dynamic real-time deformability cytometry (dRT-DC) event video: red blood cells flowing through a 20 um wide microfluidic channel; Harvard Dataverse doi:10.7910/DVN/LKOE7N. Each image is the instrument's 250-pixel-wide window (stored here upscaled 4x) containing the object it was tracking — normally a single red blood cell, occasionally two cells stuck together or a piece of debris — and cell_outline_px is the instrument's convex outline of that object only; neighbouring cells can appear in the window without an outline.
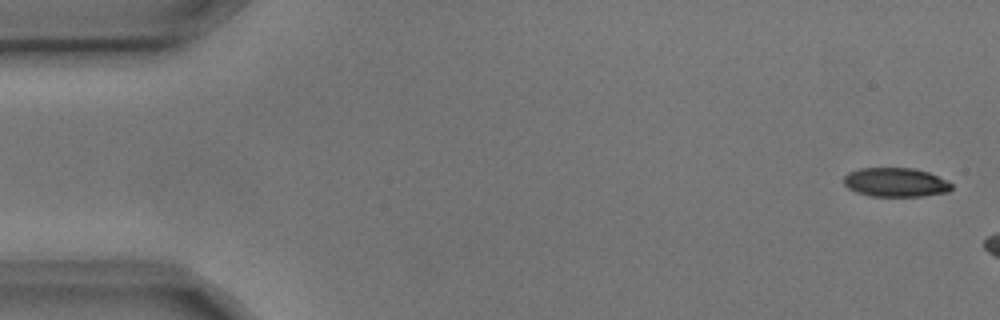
{"species": "common noctule bat (a hibernating species)", "species_latin": "Nyctalus noctula", "temperature_condition": "cold", "stored_images_in_passage": 3, "camera_frame_rate_fps": 3000, "um_per_image_px": 0.085, "animal": {"sex": "male", "body_mass_g": 17.9, "forearm_length_mm": 54.2}, "frame": {"image": 1, "passage_image": 1, "time_ms": 0.0, "image_size_px": [1000, 320], "cell_outline_px": [[952, 188], [948, 192], [924, 196], [872, 196], [856, 192], [848, 188], [844, 184], [844, 176], [848, 172], [860, 168], [912, 168], [928, 172], [948, 180], [952, 184]], "centroid_in_image_um": [76.14, 15.5], "position_along_channel_um": 8.9, "area_um2": 18.32}}